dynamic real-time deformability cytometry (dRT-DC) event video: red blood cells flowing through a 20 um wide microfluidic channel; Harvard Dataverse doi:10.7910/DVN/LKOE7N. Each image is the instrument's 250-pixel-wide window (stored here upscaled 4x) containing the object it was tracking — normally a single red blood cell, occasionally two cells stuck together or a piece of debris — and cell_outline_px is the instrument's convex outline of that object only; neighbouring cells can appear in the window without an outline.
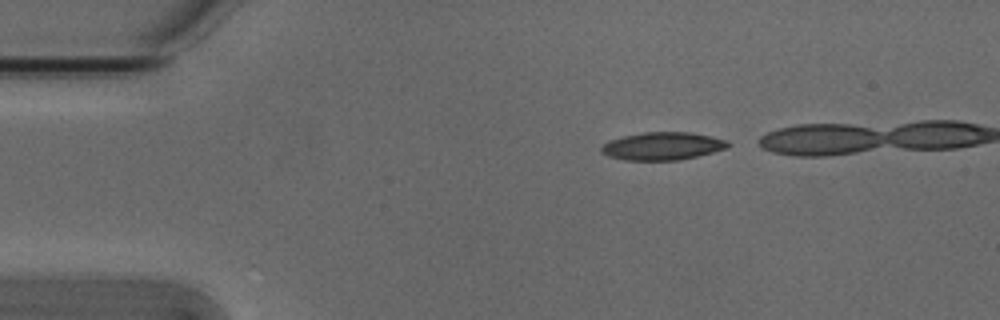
{"species": "Egyptian fruit bat (a non-hibernating species)", "species_latin": "Rousettus aegyptiacus", "temperature_condition": "cold", "stored_images_in_passage": 10, "camera_frame_rate_fps": 3000, "um_per_image_px": 0.085, "animal": {"sex": "male"}, "frame": {"image": 1, "passage_image": 1, "time_ms": 0.0, "image_size_px": [1000, 320], "cell_outline_px": [[732, 144], [728, 148], [680, 160], [624, 160], [608, 156], [600, 152], [600, 148], [608, 140], [624, 136], [644, 132], [692, 132], [712, 136], [728, 140]], "centroid_in_image_um": [56.33, 12.41], "position_along_channel_um": 28.7, "area_um2": 20.69}}